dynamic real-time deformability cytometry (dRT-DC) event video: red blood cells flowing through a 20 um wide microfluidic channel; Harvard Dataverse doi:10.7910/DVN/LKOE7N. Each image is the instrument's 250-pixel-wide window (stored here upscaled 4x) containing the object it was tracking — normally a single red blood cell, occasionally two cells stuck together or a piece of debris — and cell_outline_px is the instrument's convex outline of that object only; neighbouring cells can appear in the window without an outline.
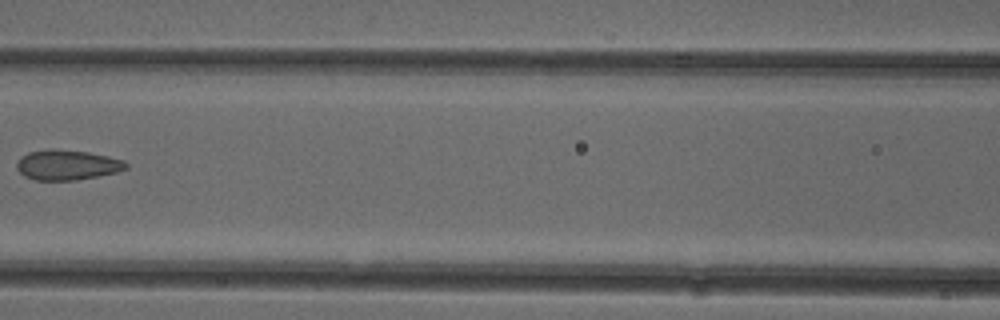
{"species": "common noctule bat (a hibernating species)", "species_latin": "Nyctalus noctula", "temperature_condition": "cold", "stored_images_in_passage": 7, "camera_frame_rate_fps": 3000, "um_per_image_px": 0.085, "animal": {"sex": "female"}, "frame": {"image": 1, "passage_image": 6, "time_ms": 7.0, "image_size_px": [1000, 320], "cell_outline_px": [[128, 168], [116, 172], [76, 180], [36, 180], [24, 176], [16, 168], [16, 164], [20, 156], [28, 152], [52, 148], [88, 152], [108, 156], [124, 160], [128, 164]], "centroid_in_image_um": [5.69, 14.01], "position_along_channel_um": 160.9, "area_um2": 19.25}}
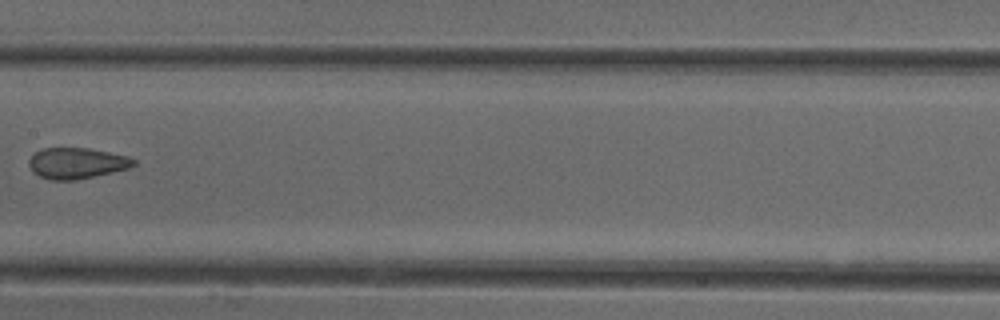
{"frame": {"image": 2, "passage_image": 7, "time_ms": 8.0, "image_size_px": [1000, 320], "cell_outline_px": [[136, 164], [128, 168], [112, 172], [72, 180], [52, 180], [40, 176], [32, 172], [28, 164], [28, 160], [36, 152], [44, 148], [88, 148], [128, 156], [136, 160]], "centroid_in_image_um": [6.51, 13.86], "position_along_channel_um": 200.9, "area_um2": 18.67}}